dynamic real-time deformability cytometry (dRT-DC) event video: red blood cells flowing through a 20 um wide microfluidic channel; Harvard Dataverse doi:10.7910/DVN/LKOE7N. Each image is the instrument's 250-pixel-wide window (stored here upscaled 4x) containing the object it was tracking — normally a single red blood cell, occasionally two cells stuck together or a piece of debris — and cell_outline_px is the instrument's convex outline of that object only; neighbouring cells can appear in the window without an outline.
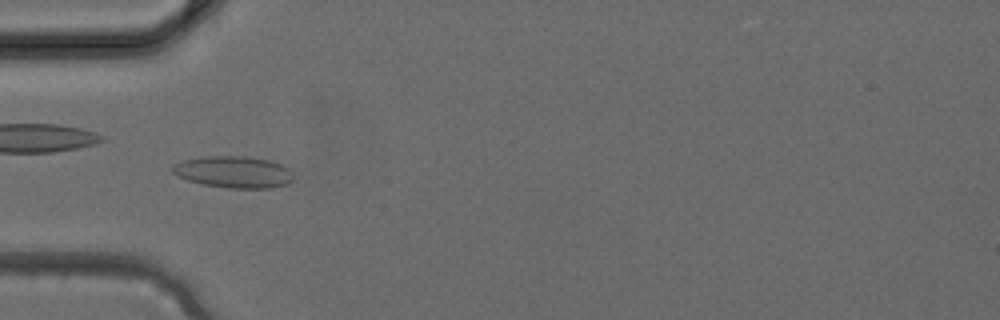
{"species": "common noctule bat (a hibernating species)", "species_latin": "Nyctalus noctula", "temperature_condition": "cold", "stored_images_in_passage": 1, "camera_frame_rate_fps": 3000, "um_per_image_px": 0.085, "animal": {"sex": "female", "body_mass_g": 24.6, "forearm_length_mm": 56.2}, "frame": {"image": 1, "passage_image": 1, "time_ms": 0.0, "image_size_px": [1000, 320], "cell_outline_px": [[292, 180], [288, 184], [272, 188], [228, 188], [204, 184], [188, 180], [176, 176], [172, 172], [172, 168], [176, 164], [184, 160], [204, 156], [244, 156], [272, 160], [288, 168], [292, 172]], "centroid_in_image_um": [19.88, 14.62], "position_along_channel_um": 65.1, "area_um2": 22.37}}